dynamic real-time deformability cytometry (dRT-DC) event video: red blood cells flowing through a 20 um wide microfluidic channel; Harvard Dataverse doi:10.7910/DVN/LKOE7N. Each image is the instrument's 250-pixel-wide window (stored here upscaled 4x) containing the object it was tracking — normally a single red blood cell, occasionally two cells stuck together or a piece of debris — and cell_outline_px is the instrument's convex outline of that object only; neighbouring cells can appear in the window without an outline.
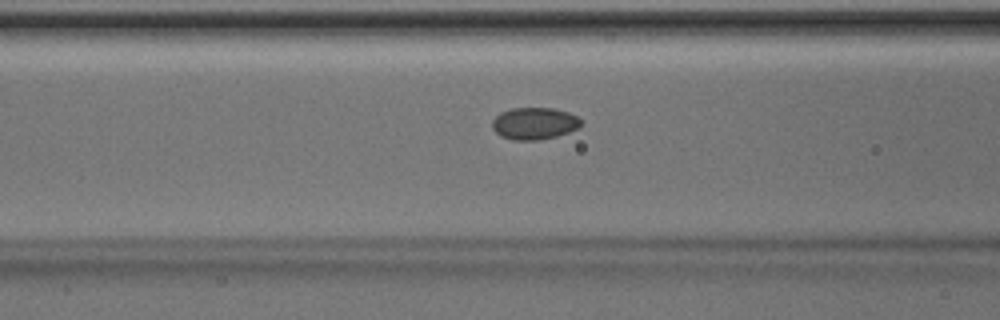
{"species": "Egyptian fruit bat (a non-hibernating species)", "species_latin": "Rousettus aegyptiacus", "temperature_condition": "room temperature", "stored_images_in_passage": 46, "camera_frame_rate_fps": 3000, "um_per_image_px": 0.085, "animal": {"sex": "male"}, "frame": {"image": 1, "passage_image": 20, "time_ms": 6.333, "image_size_px": [1000, 320], "cell_outline_px": [[580, 128], [556, 136], [540, 140], [512, 140], [500, 136], [492, 128], [492, 120], [500, 112], [512, 108], [552, 108], [568, 112], [576, 116], [580, 120]], "centroid_in_image_um": [45.39, 10.5], "position_along_channel_um": 121.2, "area_um2": 16.59}}
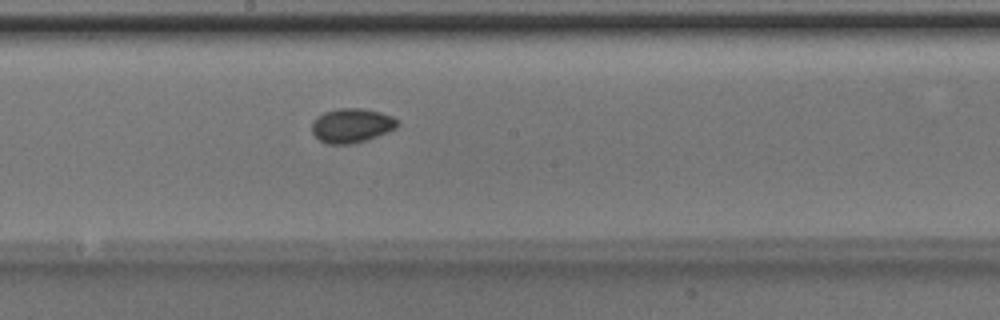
{"frame": {"image": 2, "passage_image": 27, "time_ms": 8.667, "image_size_px": [1000, 320], "cell_outline_px": [[400, 124], [396, 128], [376, 136], [352, 144], [324, 144], [312, 132], [312, 120], [316, 116], [324, 112], [340, 108], [364, 108], [380, 112], [392, 116]], "centroid_in_image_um": [29.86, 10.66], "position_along_channel_um": 218.3, "area_um2": 17.11}}
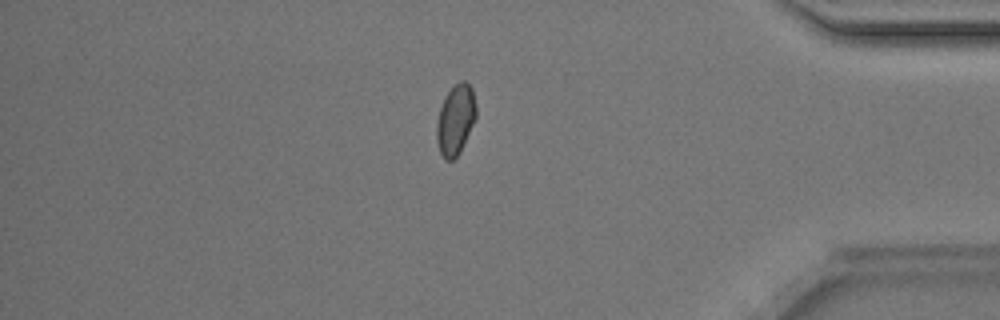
{"frame": {"image": 3, "passage_image": 42, "time_ms": 13.667, "image_size_px": [1000, 320], "cell_outline_px": [[476, 116], [460, 152], [452, 160], [444, 160], [440, 152], [436, 140], [436, 124], [440, 108], [444, 96], [452, 84], [460, 80], [464, 80], [472, 88], [476, 104]], "centroid_in_image_um": [38.7, 10.13], "position_along_channel_um": 396.5, "area_um2": 16.3}, "authors_computed_cell_mechanics": {"area_um2": 16.5308, "velocity_mm_per_s": 4.1671, "shape_relaxation_time_tau1_ms": null, "shape_relaxation_time_tau2_ms": 4.6824, "deformation_change_tau1": null, "deformation_change_tau2": 0.0533}}